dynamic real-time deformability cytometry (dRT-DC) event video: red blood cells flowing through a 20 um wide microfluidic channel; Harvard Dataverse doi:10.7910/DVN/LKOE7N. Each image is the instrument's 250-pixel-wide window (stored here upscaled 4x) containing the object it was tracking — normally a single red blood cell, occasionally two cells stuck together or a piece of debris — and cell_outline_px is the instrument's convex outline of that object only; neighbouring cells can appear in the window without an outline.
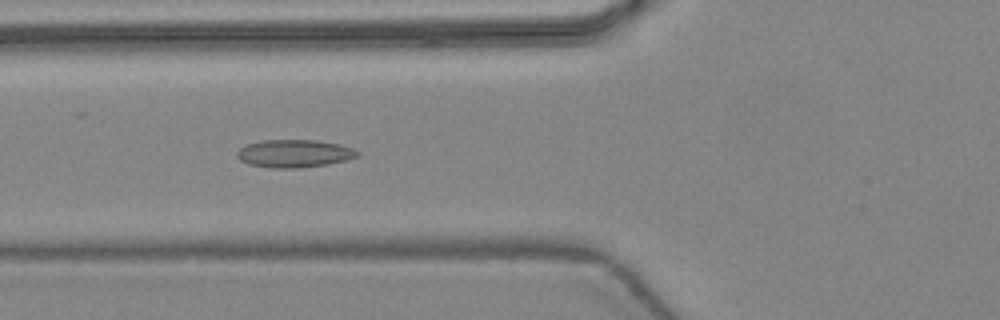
{"species": "common noctule bat (a hibernating species)", "species_latin": "Nyctalus noctula", "temperature_condition": "warm", "stored_images_in_passage": 46, "camera_frame_rate_fps": 3000, "um_per_image_px": 0.085, "animal": {"sex": "female", "body_mass_g": 24.6, "forearm_length_mm": 56.2}, "frame": {"image": 1, "passage_image": 18, "time_ms": 5.667, "image_size_px": [1000, 320], "cell_outline_px": [[360, 156], [348, 160], [328, 164], [300, 168], [272, 168], [248, 164], [240, 160], [236, 156], [236, 152], [244, 144], [260, 140], [316, 140], [340, 144], [352, 148], [360, 152]], "centroid_in_image_um": [25.01, 13.05], "position_along_channel_um": 100.8, "area_um2": 19.83}}
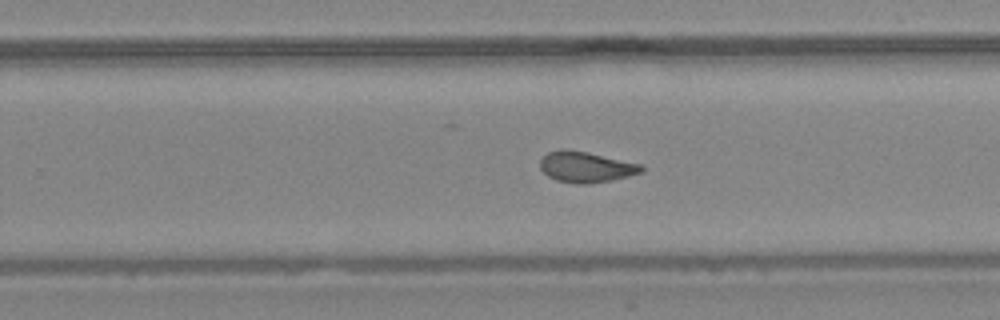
{"frame": {"image": 2, "passage_image": 30, "time_ms": 9.667, "image_size_px": [1000, 320], "cell_outline_px": [[644, 172], [612, 180], [588, 184], [576, 184], [556, 180], [548, 176], [540, 168], [540, 160], [548, 152], [560, 148], [588, 152], [640, 164], [644, 168]], "centroid_in_image_um": [49.79, 14.19], "position_along_channel_um": 280.0, "area_um2": 18.21}}
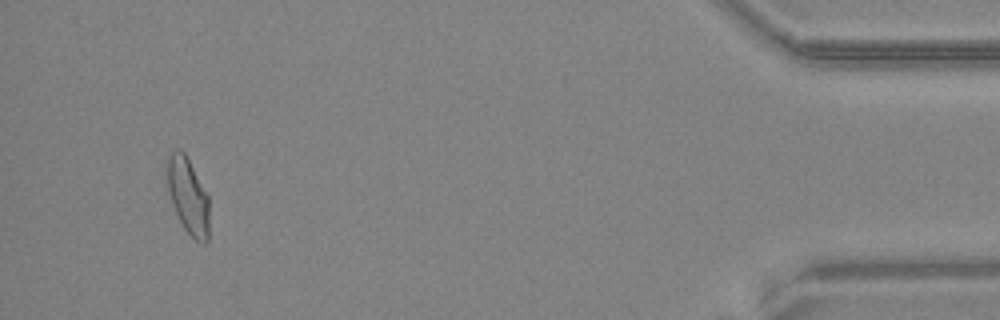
{"frame": {"image": 3, "passage_image": 44, "time_ms": 14.333, "image_size_px": [1000, 320], "cell_outline_px": [[208, 244], [200, 244], [184, 228], [172, 204], [168, 192], [164, 168], [168, 152], [176, 148], [180, 148], [184, 152], [208, 196]], "centroid_in_image_um": [15.93, 16.59], "position_along_channel_um": 419.3, "area_um2": 18.96}, "authors_computed_cell_mechanics": {"area_um2": 18.6405, "velocity_mm_per_s": 4.4736, "shape_relaxation_time_tau1_ms": 6.776, "shape_relaxation_time_tau2_ms": 1.1652, "deformation_change_tau1": 0.1857, "deformation_change_tau2": 0.0779}}